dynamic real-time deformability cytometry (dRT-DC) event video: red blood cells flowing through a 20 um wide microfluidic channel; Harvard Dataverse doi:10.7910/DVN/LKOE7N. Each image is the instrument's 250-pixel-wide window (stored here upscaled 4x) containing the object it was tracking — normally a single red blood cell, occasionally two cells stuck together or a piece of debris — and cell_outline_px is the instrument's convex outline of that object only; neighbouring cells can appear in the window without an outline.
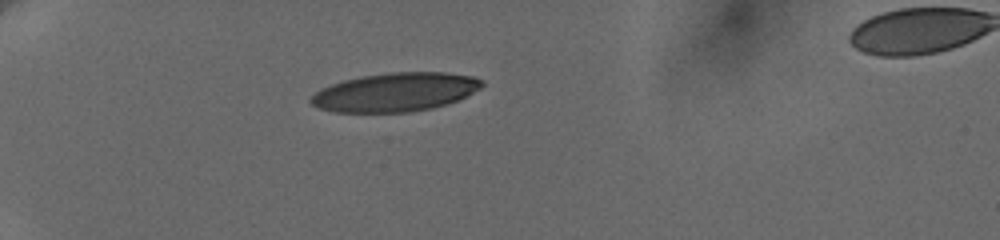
{"species": "human", "species_latin": "Homo sapiens", "temperature_condition": "cold", "stored_images_in_passage": 6, "camera_frame_rate_fps": 3000, "um_per_image_px": 0.085, "donor": {"sex": "female"}, "frame": {"image": 1, "passage_image": 1, "time_ms": 0.0, "image_size_px": [1000, 240], "cell_outline_px": [[484, 84], [480, 88], [448, 104], [432, 108], [408, 112], [336, 112], [320, 108], [312, 104], [308, 100], [320, 88], [344, 80], [360, 76], [392, 72], [444, 72], [472, 76], [484, 80]], "centroid_in_image_um": [33.59, 7.82], "position_along_channel_um": 51.4, "area_um2": 38.44}}